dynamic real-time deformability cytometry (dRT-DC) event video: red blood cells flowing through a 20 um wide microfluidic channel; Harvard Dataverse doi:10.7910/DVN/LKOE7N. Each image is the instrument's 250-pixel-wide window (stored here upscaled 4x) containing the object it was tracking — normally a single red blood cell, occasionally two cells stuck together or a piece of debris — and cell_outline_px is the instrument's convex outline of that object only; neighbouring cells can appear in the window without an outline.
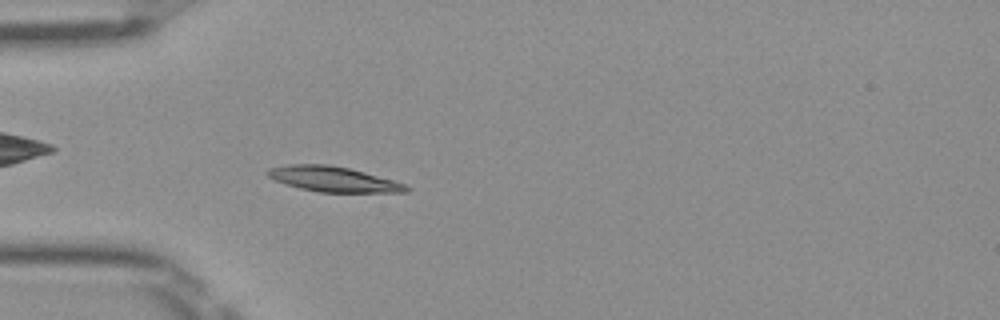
{"species": "Egyptian fruit bat (a non-hibernating species)", "species_latin": "Rousettus aegyptiacus", "temperature_condition": "room temperature", "stored_images_in_passage": 51, "camera_frame_rate_fps": 3000, "um_per_image_px": 0.085, "frame": {"image": 1, "passage_image": 15, "time_ms": 4.667, "image_size_px": [1000, 320], "cell_outline_px": [[412, 188], [408, 192], [320, 192], [300, 188], [276, 180], [268, 176], [264, 172], [268, 168], [288, 164], [328, 164], [348, 168], [364, 172], [392, 180], [404, 184]], "centroid_in_image_um": [28.31, 15.22], "position_along_channel_um": 56.7, "area_um2": 20.17}}
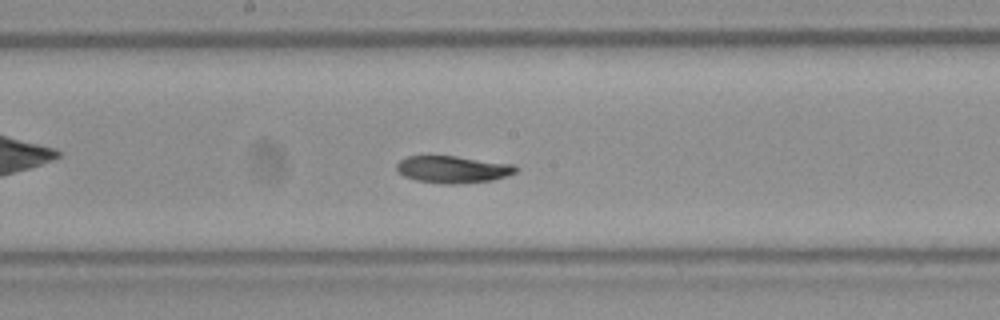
{"frame": {"image": 2, "passage_image": 27, "time_ms": 8.667, "image_size_px": [1000, 320], "cell_outline_px": [[520, 168], [516, 172], [492, 180], [456, 184], [444, 184], [416, 180], [404, 176], [396, 168], [396, 164], [400, 160], [408, 156], [456, 156], [516, 164]], "centroid_in_image_um": [38.53, 14.39], "position_along_channel_um": 209.7, "area_um2": 18.84}}
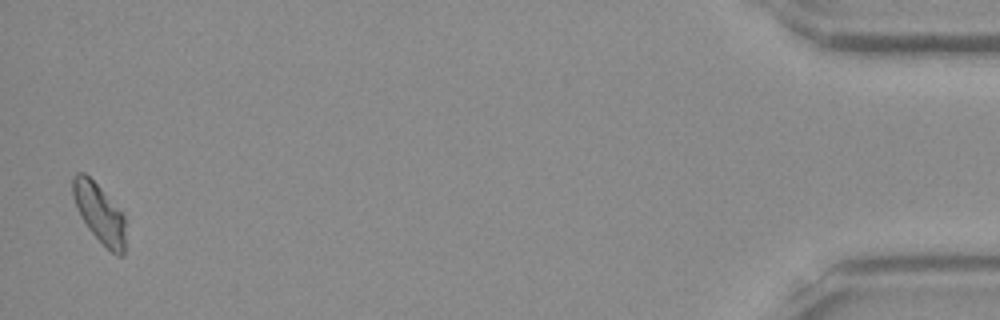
{"frame": {"image": 3, "passage_image": 50, "time_ms": 16.333, "image_size_px": [1000, 320], "cell_outline_px": [[124, 256], [116, 256], [88, 228], [80, 216], [76, 208], [72, 196], [72, 176], [76, 172], [84, 172], [100, 188], [124, 216]], "centroid_in_image_um": [8.4, 18.1], "position_along_channel_um": 426.8, "area_um2": 17.74}, "authors_computed_cell_mechanics": {"area_um2": 19.1318, "velocity_mm_per_s": 3.9803, "shape_relaxation_time_tau1_ms": 4.0173, "shape_relaxation_time_tau2_ms": null, "deformation_change_tau1": 0.1297, "deformation_change_tau2": null}}